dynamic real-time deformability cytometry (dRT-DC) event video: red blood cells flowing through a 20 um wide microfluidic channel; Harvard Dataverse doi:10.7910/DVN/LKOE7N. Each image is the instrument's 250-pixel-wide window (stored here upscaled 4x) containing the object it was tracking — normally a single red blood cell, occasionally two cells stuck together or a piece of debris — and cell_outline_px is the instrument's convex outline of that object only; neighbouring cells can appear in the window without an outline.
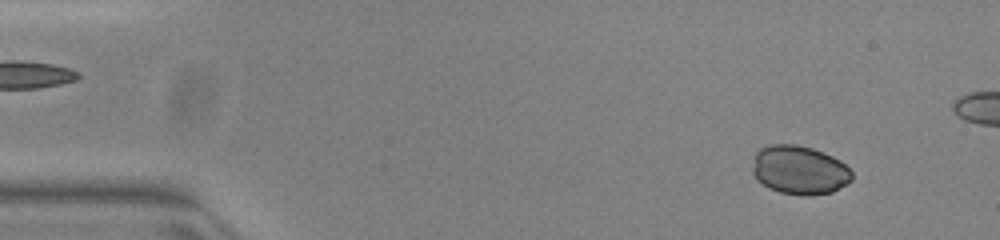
{"species": "common noctule bat (a hibernating species)", "species_latin": "Nyctalus noctula", "temperature_condition": "warm", "stored_images_in_passage": 16, "camera_frame_rate_fps": 3000, "um_per_image_px": 0.085, "animal": {"sex": "female", "body_mass_g": 23.0, "forearm_length_mm": 53.4}, "frame": {"image": 1, "passage_image": 5, "time_ms": 1.333, "image_size_px": [1000, 240], "cell_outline_px": [[852, 180], [848, 184], [832, 192], [812, 196], [800, 196], [780, 192], [768, 188], [752, 172], [752, 168], [756, 152], [760, 148], [772, 144], [796, 144], [812, 148], [832, 156], [840, 160], [852, 172]], "centroid_in_image_um": [67.97, 14.46], "position_along_channel_um": 17.0, "area_um2": 28.38}}